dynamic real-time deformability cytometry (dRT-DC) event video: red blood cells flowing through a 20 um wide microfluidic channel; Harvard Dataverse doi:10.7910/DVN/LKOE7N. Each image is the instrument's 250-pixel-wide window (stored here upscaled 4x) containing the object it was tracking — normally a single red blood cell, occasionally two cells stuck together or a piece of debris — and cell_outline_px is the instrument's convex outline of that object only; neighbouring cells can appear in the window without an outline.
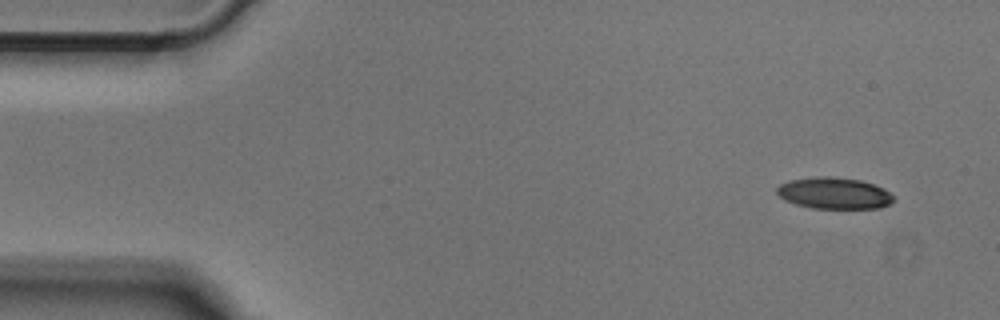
{"species": "Egyptian fruit bat (a non-hibernating species)", "species_latin": "Rousettus aegyptiacus", "temperature_condition": "cold", "stored_images_in_passage": 50, "camera_frame_rate_fps": 3000, "um_per_image_px": 0.085, "animal": {"sex": "male"}, "frame": {"image": 1, "passage_image": 3, "time_ms": 0.667, "image_size_px": [1000, 320], "cell_outline_px": [[896, 200], [880, 208], [812, 208], [796, 204], [784, 200], [776, 192], [776, 188], [780, 184], [788, 180], [820, 176], [828, 176], [860, 180], [884, 188], [896, 196]], "centroid_in_image_um": [70.92, 16.42], "position_along_channel_um": 14.1, "area_um2": 21.5}}
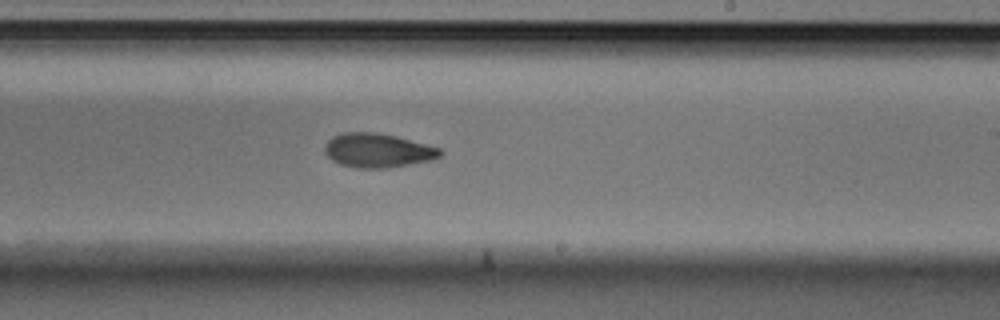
{"frame": {"image": 2, "passage_image": 29, "time_ms": 9.333, "image_size_px": [1000, 320], "cell_outline_px": [[444, 152], [440, 156], [432, 160], [388, 168], [356, 168], [340, 164], [332, 160], [324, 152], [324, 144], [332, 136], [340, 132], [376, 132], [396, 136], [440, 148]], "centroid_in_image_um": [32.08, 12.78], "position_along_channel_um": 256.9, "area_um2": 23.12}}
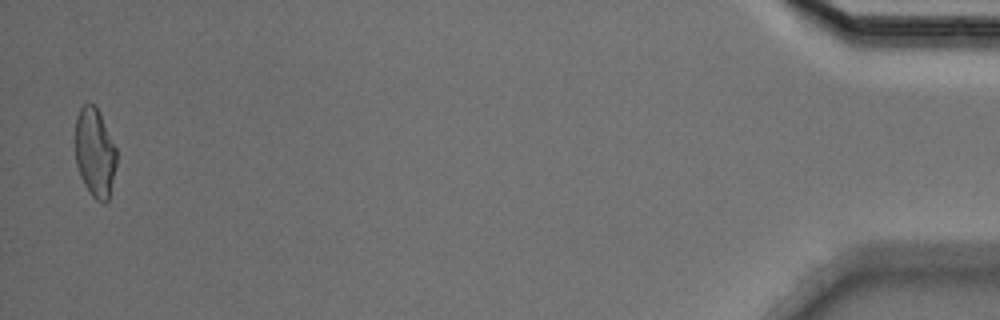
{"frame": {"image": 3, "passage_image": 49, "time_ms": 16.0, "image_size_px": [1000, 320], "cell_outline_px": [[116, 164], [108, 200], [104, 204], [96, 200], [92, 196], [84, 184], [80, 176], [76, 164], [76, 116], [80, 108], [88, 100], [96, 104], [100, 112], [116, 148]], "centroid_in_image_um": [8.06, 12.93], "position_along_channel_um": 427.1, "area_um2": 21.56}}